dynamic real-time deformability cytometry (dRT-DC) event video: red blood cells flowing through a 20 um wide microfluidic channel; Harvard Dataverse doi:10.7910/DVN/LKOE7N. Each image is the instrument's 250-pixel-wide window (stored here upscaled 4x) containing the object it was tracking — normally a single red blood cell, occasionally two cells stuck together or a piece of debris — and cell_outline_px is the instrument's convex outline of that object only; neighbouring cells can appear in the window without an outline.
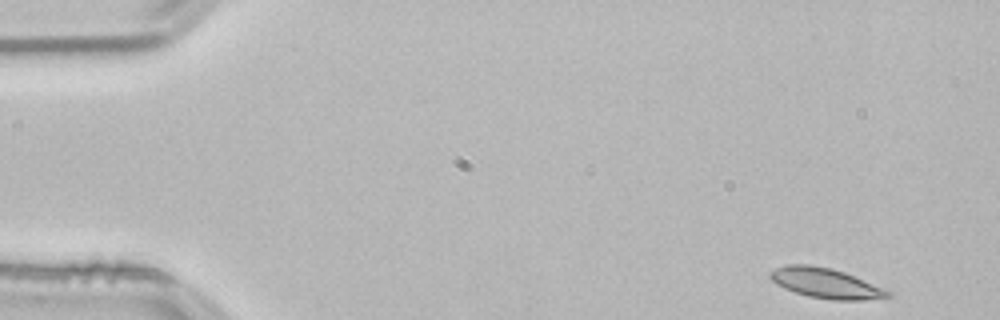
{"species": "common noctule bat (a hibernating species)", "species_latin": "Nyctalus noctula", "temperature_condition": "room temperature", "stored_images_in_passage": 51, "camera_frame_rate_fps": 3000, "um_per_image_px": 0.085, "animal": {"sex": "male", "body_mass_g": 21.5, "forearm_length_mm": 52.0}, "frame": {"image": 1, "passage_image": 1, "time_ms": 0.0, "image_size_px": [1000, 320], "cell_outline_px": [[892, 296], [864, 300], [832, 300], [808, 296], [784, 288], [776, 284], [768, 276], [768, 272], [776, 268], [788, 264], [808, 264], [832, 268], [844, 272], [892, 292]], "centroid_in_image_um": [70.15, 24.06], "position_along_channel_um": 14.9, "area_um2": 20.52}}
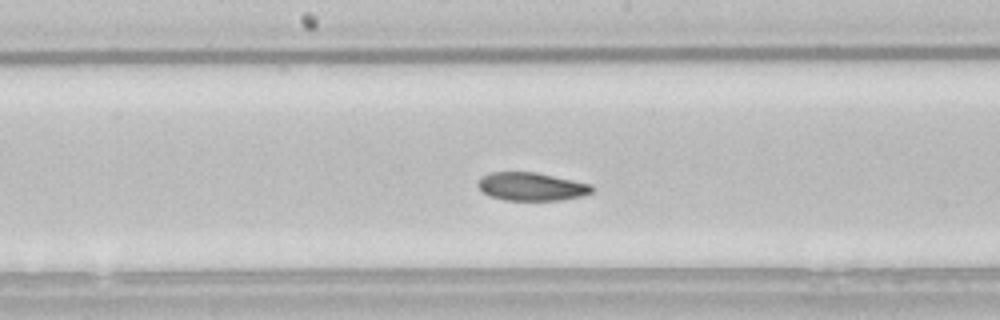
{"frame": {"image": 2, "passage_image": 25, "time_ms": 8.0, "image_size_px": [1000, 320], "cell_outline_px": [[592, 192], [580, 196], [560, 200], [504, 200], [488, 196], [476, 184], [480, 176], [488, 172], [536, 172], [592, 184]], "centroid_in_image_um": [45.12, 15.85], "position_along_channel_um": 203.1, "area_um2": 18.79}}
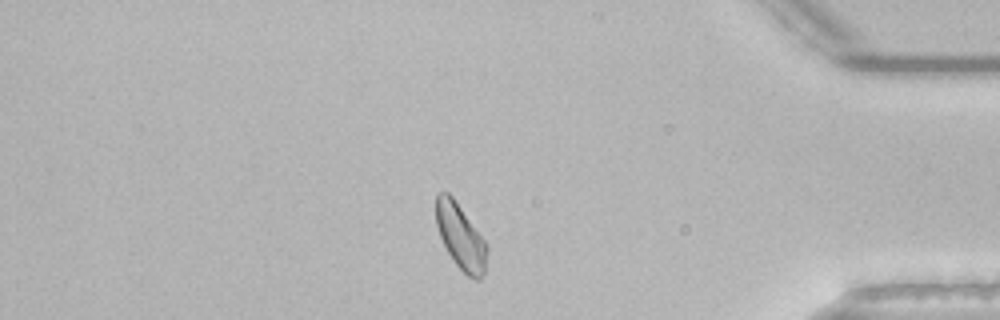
{"frame": {"image": 3, "passage_image": 43, "time_ms": 14.0, "image_size_px": [1000, 320], "cell_outline_px": [[488, 252], [484, 272], [480, 280], [476, 280], [468, 276], [456, 264], [448, 252], [440, 236], [436, 224], [436, 192], [448, 192], [452, 196], [488, 244]], "centroid_in_image_um": [39.16, 20.12], "position_along_channel_um": 396.0, "area_um2": 19.31}, "authors_computed_cell_mechanics": {"area_um2": 19.7098, "velocity_mm_per_s": 3.7679, "shape_relaxation_time_tau1_ms": 8.1577, "shape_relaxation_time_tau2_ms": 5.9039, "deformation_change_tau1": 0.1396, "deformation_change_tau2": 0.1076}}